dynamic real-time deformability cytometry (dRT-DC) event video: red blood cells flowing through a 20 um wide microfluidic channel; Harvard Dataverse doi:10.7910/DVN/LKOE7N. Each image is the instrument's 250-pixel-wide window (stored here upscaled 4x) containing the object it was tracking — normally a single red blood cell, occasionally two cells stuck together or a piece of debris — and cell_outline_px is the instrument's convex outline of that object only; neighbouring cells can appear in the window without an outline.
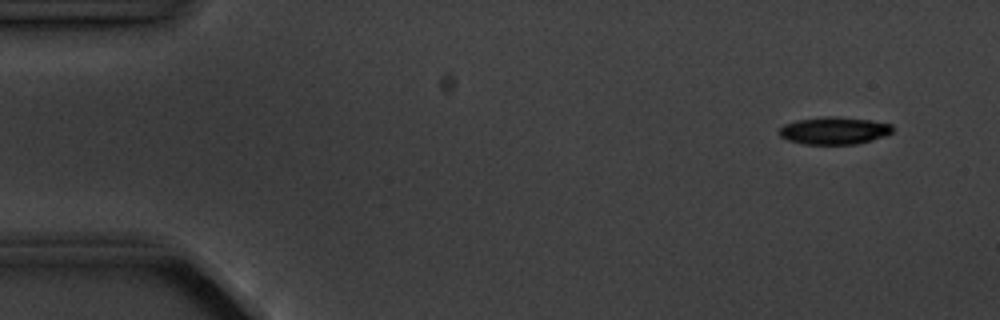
{"species": "common noctule bat (a hibernating species)", "species_latin": "Nyctalus noctula", "temperature_condition": "cold", "stored_images_in_passage": 9, "camera_frame_rate_fps": 3000, "um_per_image_px": 0.085, "animal": {"sex": "male", "body_mass_g": 20.1, "forearm_length_mm": 53.5}, "frame": {"image": 1, "passage_image": 1, "time_ms": 0.0, "image_size_px": [1000, 320], "cell_outline_px": [[892, 132], [884, 136], [872, 140], [856, 144], [804, 144], [788, 140], [780, 136], [780, 128], [784, 124], [796, 120], [824, 116], [832, 116], [872, 120], [892, 124]], "centroid_in_image_um": [70.9, 11.1], "position_along_channel_um": 14.1, "area_um2": 18.09}}
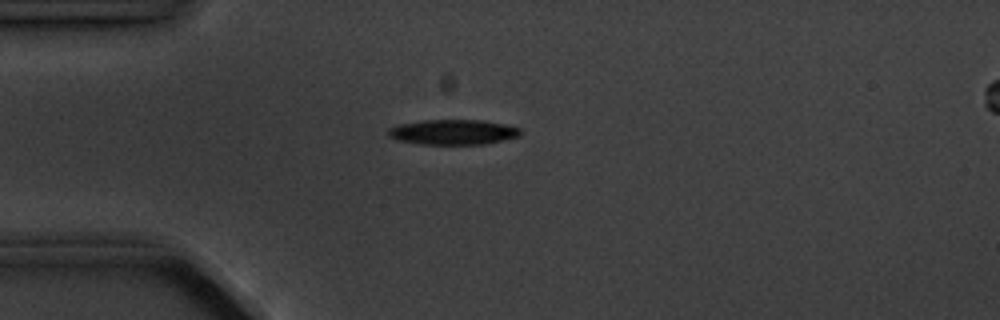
{"frame": {"image": 2, "passage_image": 4, "time_ms": 3.333, "image_size_px": [1000, 320], "cell_outline_px": [[520, 136], [484, 144], [420, 144], [396, 140], [388, 136], [388, 128], [396, 124], [424, 120], [484, 120], [504, 124], [520, 128]], "centroid_in_image_um": [38.46, 11.22], "position_along_channel_um": 46.5, "area_um2": 19.42}}